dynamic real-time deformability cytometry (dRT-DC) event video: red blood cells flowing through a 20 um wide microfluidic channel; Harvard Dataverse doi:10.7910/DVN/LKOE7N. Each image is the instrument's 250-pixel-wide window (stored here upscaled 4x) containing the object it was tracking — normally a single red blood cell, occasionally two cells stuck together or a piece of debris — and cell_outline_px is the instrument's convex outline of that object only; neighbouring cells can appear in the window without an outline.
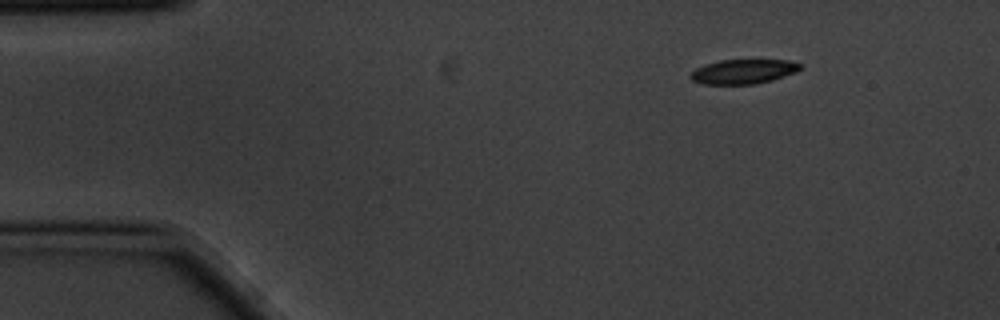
{"species": "common noctule bat (a hibernating species)", "species_latin": "Nyctalus noctula", "temperature_condition": "cold", "stored_images_in_passage": 2, "camera_frame_rate_fps": 3000, "um_per_image_px": 0.085, "animal": {"sex": "male", "body_mass_g": 20.1, "forearm_length_mm": 53.5}, "frame": {"image": 1, "passage_image": 1, "time_ms": 0.0, "image_size_px": [1000, 320], "cell_outline_px": [[804, 64], [796, 72], [772, 80], [756, 84], [704, 84], [692, 80], [688, 76], [696, 68], [704, 64], [720, 60], [788, 60]], "centroid_in_image_um": [63.18, 6.08], "position_along_channel_um": 21.8, "area_um2": 15.72}}